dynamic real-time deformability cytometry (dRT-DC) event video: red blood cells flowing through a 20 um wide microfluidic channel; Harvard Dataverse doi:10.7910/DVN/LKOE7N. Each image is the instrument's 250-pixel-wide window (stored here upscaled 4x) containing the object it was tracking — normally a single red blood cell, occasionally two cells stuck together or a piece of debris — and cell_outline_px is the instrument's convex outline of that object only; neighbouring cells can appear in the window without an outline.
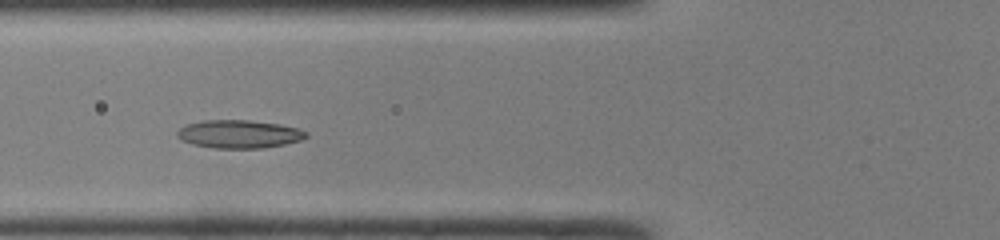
{"species": "common noctule bat (a hibernating species)", "species_latin": "Nyctalus noctula", "temperature_condition": "room temperature", "stored_images_in_passage": 42, "camera_frame_rate_fps": 3000, "um_per_image_px": 0.085, "animal": {"sex": "male", "body_mass_g": 19.0, "forearm_length_mm": 50.8}, "frame": {"image": 1, "passage_image": 12, "time_ms": 3.667, "image_size_px": [1000, 240], "cell_outline_px": [[308, 136], [300, 140], [284, 144], [264, 148], [212, 148], [192, 144], [180, 140], [176, 136], [176, 132], [184, 124], [204, 120], [248, 120], [280, 124], [300, 128], [308, 132]], "centroid_in_image_um": [20.3, 11.39], "position_along_channel_um": 105.5, "area_um2": 21.39}}
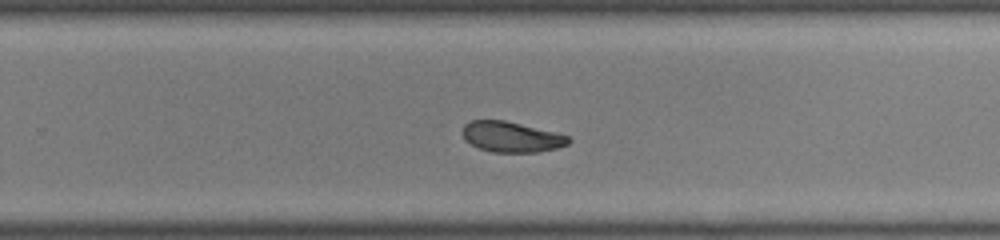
{"frame": {"image": 2, "passage_image": 25, "time_ms": 8.0, "image_size_px": [1000, 240], "cell_outline_px": [[572, 140], [568, 144], [556, 148], [536, 152], [492, 152], [476, 148], [464, 140], [460, 132], [464, 124], [472, 120], [504, 120], [568, 136]], "centroid_in_image_um": [43.38, 11.64], "position_along_channel_um": 286.4, "area_um2": 18.84}}
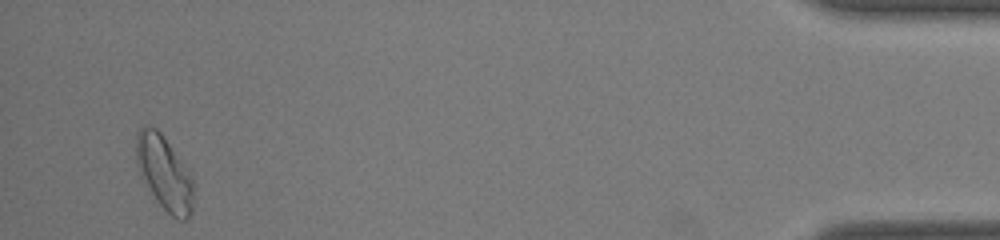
{"frame": {"image": 3, "passage_image": 40, "time_ms": 13.0, "image_size_px": [1000, 240], "cell_outline_px": [[192, 212], [184, 220], [180, 220], [172, 216], [156, 200], [136, 160], [136, 132], [140, 128], [156, 128], [160, 132], [192, 180]], "centroid_in_image_um": [13.95, 14.72], "position_along_channel_um": 421.2, "area_um2": 23.12}, "authors_computed_cell_mechanics": {"area_um2": 20.8658, "velocity_mm_per_s": 4.1897, "shape_relaxation_time_tau1_ms": 7.1903, "shape_relaxation_time_tau2_ms": 2.1208, "deformation_change_tau1": 0.1439, "deformation_change_tau2": 0.0694}}